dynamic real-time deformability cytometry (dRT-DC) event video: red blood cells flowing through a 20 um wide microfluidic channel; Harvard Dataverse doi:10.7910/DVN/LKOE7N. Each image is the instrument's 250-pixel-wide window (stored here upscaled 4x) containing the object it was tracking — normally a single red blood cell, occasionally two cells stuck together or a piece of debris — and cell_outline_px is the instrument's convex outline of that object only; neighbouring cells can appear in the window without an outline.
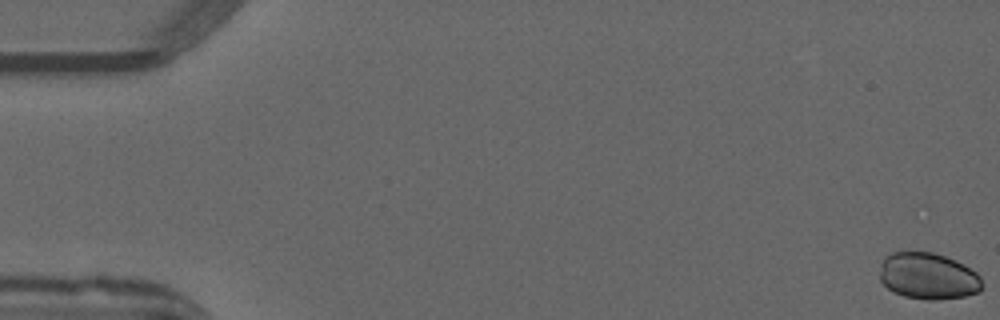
{"species": "common noctule bat (a hibernating species)", "species_latin": "Nyctalus noctula", "temperature_condition": "warm", "stored_images_in_passage": 31, "camera_frame_rate_fps": 3000, "um_per_image_px": 0.085, "animal": {"sex": "male", "forearm_length_mm": 52.5}, "frame": {"image": 1, "passage_image": 1, "time_ms": 0.0, "image_size_px": [1000, 320], "cell_outline_px": [[980, 292], [964, 296], [936, 300], [928, 300], [904, 296], [888, 288], [880, 280], [880, 264], [884, 256], [892, 252], [932, 252], [956, 260], [976, 272], [980, 276]], "centroid_in_image_um": [78.86, 23.46], "position_along_channel_um": 6.1, "area_um2": 27.69}}
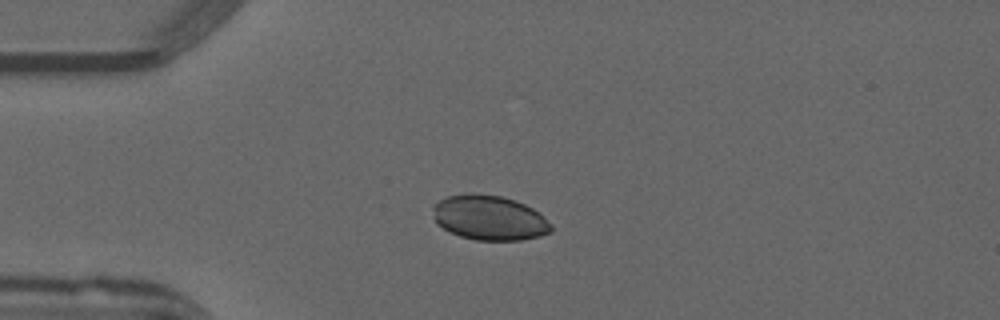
{"frame": {"image": 2, "passage_image": 14, "time_ms": 4.333, "image_size_px": [1000, 320], "cell_outline_px": [[552, 232], [540, 236], [520, 240], [476, 240], [460, 236], [436, 224], [432, 208], [440, 200], [448, 196], [464, 192], [476, 192], [500, 196], [516, 200], [540, 212], [552, 224]], "centroid_in_image_um": [41.62, 18.49], "position_along_channel_um": 43.4, "area_um2": 31.15}}